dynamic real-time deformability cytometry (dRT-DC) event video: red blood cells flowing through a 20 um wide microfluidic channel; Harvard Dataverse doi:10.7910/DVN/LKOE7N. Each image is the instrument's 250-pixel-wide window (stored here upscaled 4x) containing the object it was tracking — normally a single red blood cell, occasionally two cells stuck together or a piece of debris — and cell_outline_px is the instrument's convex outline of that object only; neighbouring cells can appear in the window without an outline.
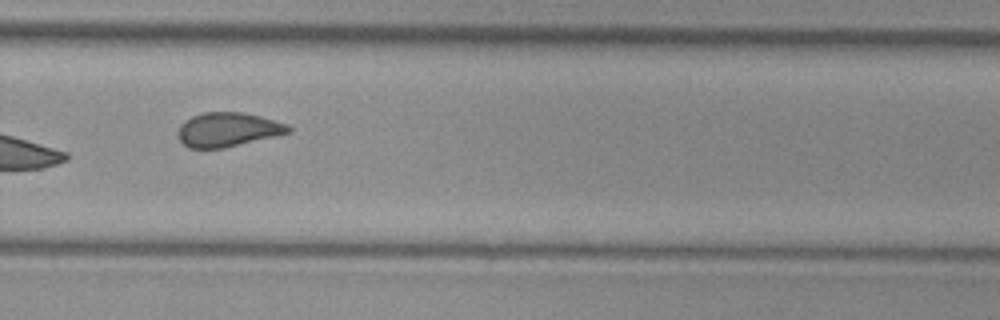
{"species": "common noctule bat (a hibernating species)", "species_latin": "Nyctalus noctula", "temperature_condition": "cold", "stored_images_in_passage": 15, "camera_frame_rate_fps": 3000, "um_per_image_px": 0.085, "animal": {"sex": "female", "body_mass_g": 29.2, "forearm_length_mm": 56.3}, "frame": {"image": 1, "passage_image": 11, "time_ms": 3.333, "image_size_px": [1000, 320], "cell_outline_px": [[292, 132], [224, 148], [188, 148], [180, 140], [180, 124], [184, 120], [192, 116], [204, 112], [244, 112], [260, 116], [288, 124], [292, 128]], "centroid_in_image_um": [19.4, 11.01], "position_along_channel_um": 310.4, "area_um2": 21.91}}